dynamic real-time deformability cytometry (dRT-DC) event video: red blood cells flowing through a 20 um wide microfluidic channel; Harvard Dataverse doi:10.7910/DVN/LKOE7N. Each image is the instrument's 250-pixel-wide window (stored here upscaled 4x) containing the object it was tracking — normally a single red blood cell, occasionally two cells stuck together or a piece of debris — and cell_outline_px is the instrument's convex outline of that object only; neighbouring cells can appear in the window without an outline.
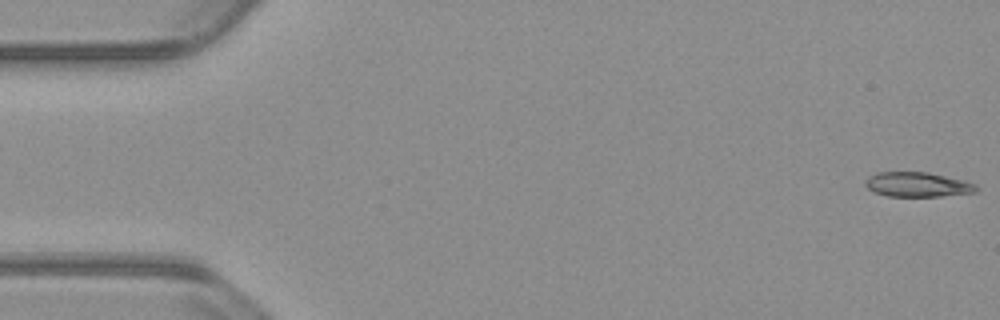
{"species": "common noctule bat (a hibernating species)", "species_latin": "Nyctalus noctula", "temperature_condition": "warm", "stored_images_in_passage": 53, "camera_frame_rate_fps": 3000, "um_per_image_px": 0.085, "animal": {"sex": "male", "body_mass_g": 23.1, "forearm_length_mm": 52.7}, "frame": {"image": 1, "passage_image": 1, "time_ms": 0.0, "image_size_px": [1000, 320], "cell_outline_px": [[980, 188], [976, 192], [940, 196], [888, 196], [876, 192], [868, 188], [864, 184], [864, 180], [868, 176], [876, 172], [928, 172], [964, 180], [976, 184]], "centroid_in_image_um": [77.99, 15.67], "position_along_channel_um": 7.0, "area_um2": 16.01}}
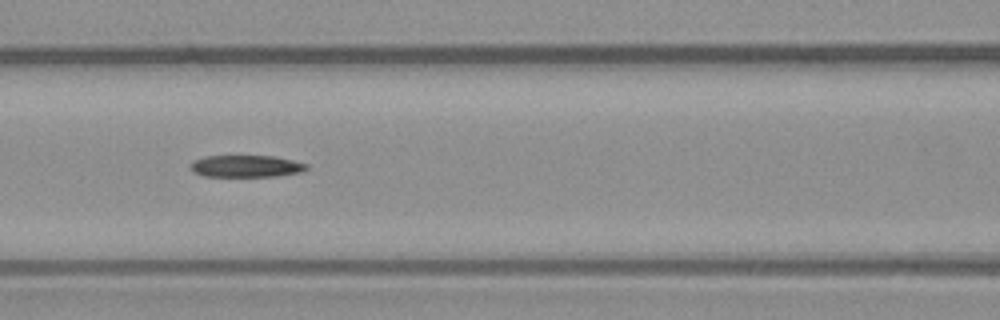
{"frame": {"image": 2, "passage_image": 23, "time_ms": 7.333, "image_size_px": [1000, 320], "cell_outline_px": [[308, 168], [304, 172], [276, 176], [204, 176], [196, 172], [192, 168], [192, 160], [204, 156], [276, 156], [308, 164]], "centroid_in_image_um": [20.98, 14.12], "position_along_channel_um": 145.6, "area_um2": 14.8}}
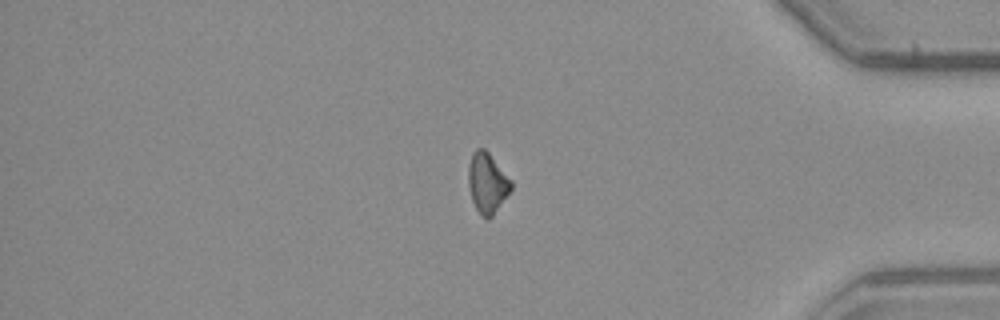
{"frame": {"image": 3, "passage_image": 45, "time_ms": 14.667, "image_size_px": [1000, 320], "cell_outline_px": [[512, 188], [492, 216], [484, 216], [476, 208], [472, 200], [468, 184], [468, 168], [472, 152], [476, 148], [484, 148], [488, 152], [512, 180]], "centroid_in_image_um": [41.41, 15.49], "position_along_channel_um": 393.8, "area_um2": 14.74}}